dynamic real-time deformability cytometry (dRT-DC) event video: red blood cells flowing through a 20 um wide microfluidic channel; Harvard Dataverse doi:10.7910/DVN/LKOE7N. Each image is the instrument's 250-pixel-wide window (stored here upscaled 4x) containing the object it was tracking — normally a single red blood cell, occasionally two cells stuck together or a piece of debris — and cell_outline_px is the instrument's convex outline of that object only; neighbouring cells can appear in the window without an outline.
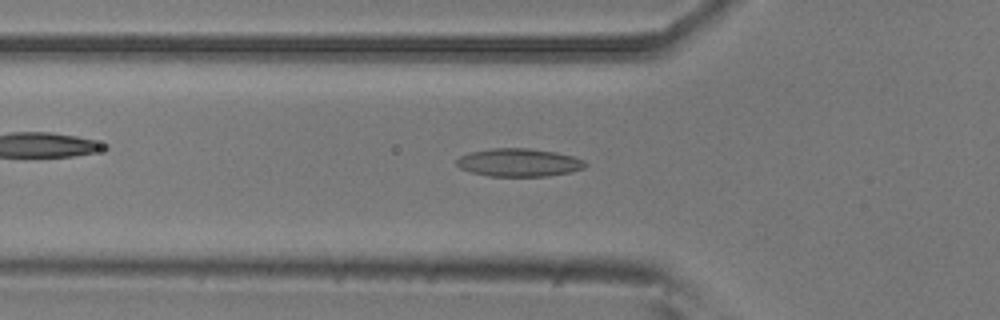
{"species": "common noctule bat (a hibernating species)", "species_latin": "Nyctalus noctula", "temperature_condition": "room temperature", "stored_images_in_passage": 54, "camera_frame_rate_fps": 3000, "um_per_image_px": 0.085, "animal": {"sex": "male", "body_mass_g": 20.5, "forearm_length_mm": 52.5}, "frame": {"image": 1, "passage_image": 17, "time_ms": 5.333, "image_size_px": [1000, 320], "cell_outline_px": [[588, 164], [584, 168], [572, 172], [548, 176], [488, 176], [472, 172], [460, 168], [456, 164], [456, 160], [460, 156], [468, 152], [492, 148], [528, 148], [556, 152], [572, 156], [584, 160]], "centroid_in_image_um": [44.11, 13.81], "position_along_channel_um": 81.7, "area_um2": 21.15}}
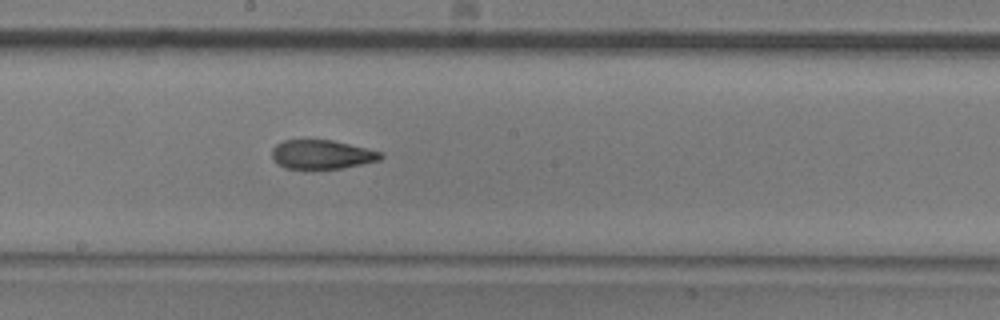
{"frame": {"image": 2, "passage_image": 28, "time_ms": 9.0, "image_size_px": [1000, 320], "cell_outline_px": [[384, 156], [380, 160], [344, 168], [284, 168], [276, 164], [272, 156], [272, 148], [276, 144], [284, 140], [332, 140], [384, 152]], "centroid_in_image_um": [27.37, 13.13], "position_along_channel_um": 220.8, "area_um2": 18.44}}
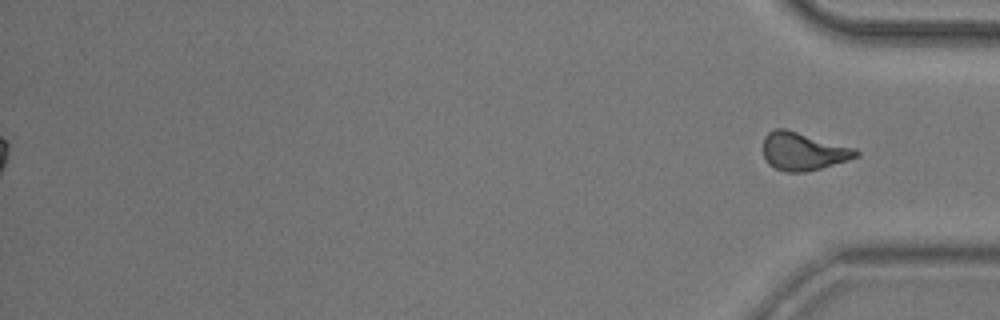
{"frame": {"image": 3, "passage_image": 54, "time_ms": 17.667, "image_size_px": [1000, 320], "cell_outline_px": [[860, 156], [848, 160], [808, 172], [784, 172], [768, 164], [764, 156], [764, 136], [768, 132], [776, 128], [784, 128], [856, 148], [860, 152]], "centroid_in_image_um": [68.29, 12.87], "position_along_channel_um": 366.9, "area_um2": 20.63}, "authors_computed_cell_mechanics": {"area_um2": 19.4786, "velocity_mm_per_s": 3.7651, "shape_relaxation_time_tau1_ms": 10.7597, "shape_relaxation_time_tau2_ms": 2.6775, "deformation_change_tau1": 0.225, "deformation_change_tau2": 0.097}}